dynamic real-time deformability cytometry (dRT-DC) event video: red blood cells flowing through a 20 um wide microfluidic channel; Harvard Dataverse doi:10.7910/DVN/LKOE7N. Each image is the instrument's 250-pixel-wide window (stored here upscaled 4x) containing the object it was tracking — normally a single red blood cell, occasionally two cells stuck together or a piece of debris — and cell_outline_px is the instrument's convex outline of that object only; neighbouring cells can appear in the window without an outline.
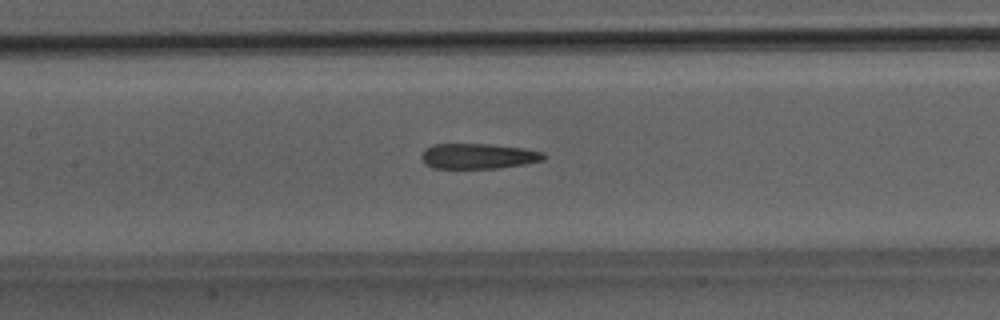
{"species": "Egyptian fruit bat (a non-hibernating species)", "species_latin": "Rousettus aegyptiacus", "temperature_condition": "room temperature", "stored_images_in_passage": 51, "camera_frame_rate_fps": 3000, "um_per_image_px": 0.085, "animal": {"sex": "male"}, "frame": {"image": 1, "passage_image": 24, "time_ms": 7.667, "image_size_px": [1000, 320], "cell_outline_px": [[548, 156], [544, 160], [524, 164], [500, 168], [432, 168], [424, 164], [420, 156], [424, 148], [432, 144], [492, 144], [524, 148], [544, 152]], "centroid_in_image_um": [40.64, 13.27], "position_along_channel_um": 166.8, "area_um2": 18.38}}
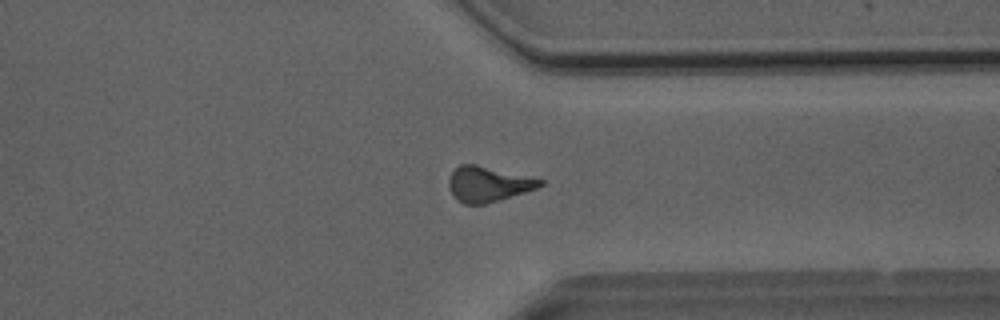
{"frame": {"image": 2, "passage_image": 39, "time_ms": 12.667, "image_size_px": [1000, 320], "cell_outline_px": [[544, 184], [536, 188], [500, 200], [484, 204], [464, 204], [456, 200], [448, 184], [448, 180], [452, 172], [460, 164], [476, 164], [544, 180]], "centroid_in_image_um": [41.47, 15.65], "position_along_channel_um": 369.9, "area_um2": 18.55}}
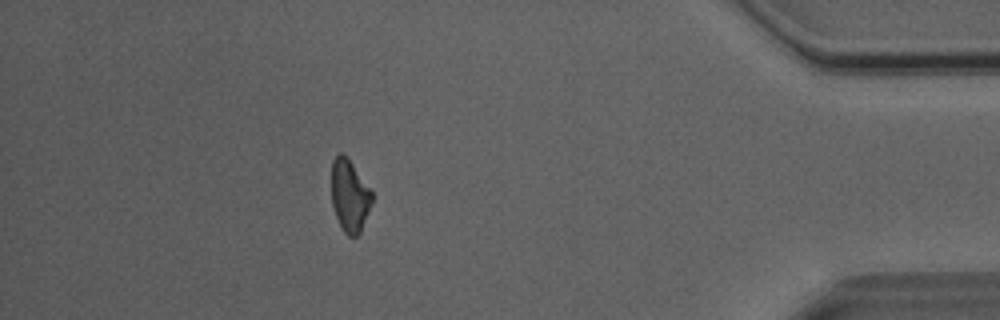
{"frame": {"image": 3, "passage_image": 45, "time_ms": 14.667, "image_size_px": [1000, 320], "cell_outline_px": [[372, 204], [360, 232], [356, 236], [348, 236], [344, 232], [336, 216], [332, 204], [332, 160], [340, 152], [352, 164], [372, 192]], "centroid_in_image_um": [29.72, 16.66], "position_along_channel_um": 405.5, "area_um2": 16.65}, "authors_computed_cell_mechanics": {"area_um2": 18.9006, "velocity_mm_per_s": 4.0881, "shape_relaxation_time_tau1_ms": 6.6657, "shape_relaxation_time_tau2_ms": 1.7902, "deformation_change_tau1": 0.164, "deformation_change_tau2": 0.1008}}